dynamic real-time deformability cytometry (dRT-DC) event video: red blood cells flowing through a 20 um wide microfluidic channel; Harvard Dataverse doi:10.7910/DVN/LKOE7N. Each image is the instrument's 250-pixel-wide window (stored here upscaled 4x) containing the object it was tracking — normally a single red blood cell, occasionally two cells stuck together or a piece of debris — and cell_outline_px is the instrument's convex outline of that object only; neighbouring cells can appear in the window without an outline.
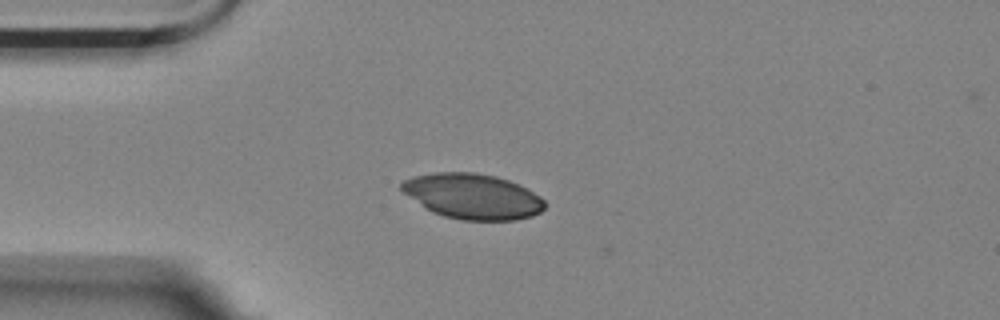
{"species": "Egyptian fruit bat (a non-hibernating species)", "species_latin": "Rousettus aegyptiacus", "temperature_condition": "room temperature", "stored_images_in_passage": 3, "camera_frame_rate_fps": 3000, "um_per_image_px": 0.085, "animal": {"sex": "female"}, "frame": {"image": 1, "passage_image": 1, "time_ms": 0.0, "image_size_px": [1000, 320], "cell_outline_px": [[544, 208], [540, 212], [532, 216], [516, 220], [460, 220], [444, 216], [432, 212], [424, 208], [404, 192], [400, 188], [400, 184], [404, 180], [412, 176], [436, 172], [476, 172], [496, 176], [508, 180], [540, 196], [544, 200]], "centroid_in_image_um": [40.14, 16.69], "position_along_channel_um": 44.9, "area_um2": 37.74}}